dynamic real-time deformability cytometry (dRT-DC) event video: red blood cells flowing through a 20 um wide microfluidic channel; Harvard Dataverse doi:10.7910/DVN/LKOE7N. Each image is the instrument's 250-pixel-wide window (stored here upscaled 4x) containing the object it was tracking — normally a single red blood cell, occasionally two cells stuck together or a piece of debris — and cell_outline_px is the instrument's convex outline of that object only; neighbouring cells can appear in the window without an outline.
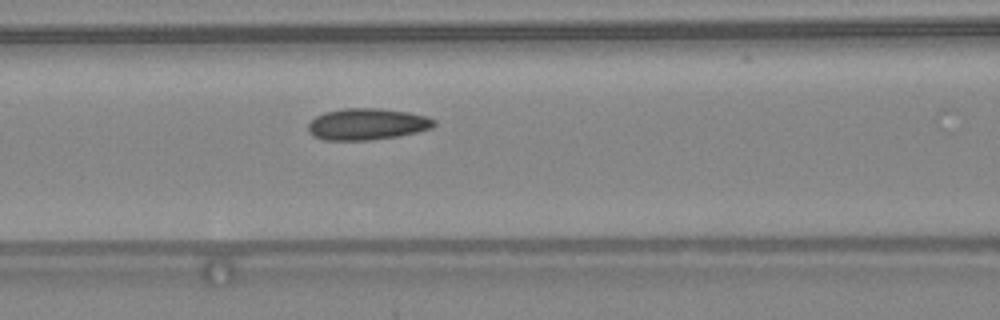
{"species": "common noctule bat (a hibernating species)", "species_latin": "Nyctalus noctula", "temperature_condition": "warm", "stored_images_in_passage": 27, "camera_frame_rate_fps": 3000, "um_per_image_px": 0.085, "animal": {"sex": "female", "body_mass_g": 24.6, "forearm_length_mm": 56.2}, "frame": {"image": 1, "passage_image": 12, "time_ms": 3.667, "image_size_px": [1000, 320], "cell_outline_px": [[436, 124], [432, 128], [416, 132], [396, 136], [368, 140], [324, 140], [312, 136], [308, 132], [308, 124], [316, 116], [324, 112], [344, 108], [384, 108], [408, 112], [428, 116], [436, 120]], "centroid_in_image_um": [31.2, 10.54], "position_along_channel_um": 135.4, "area_um2": 23.29}}